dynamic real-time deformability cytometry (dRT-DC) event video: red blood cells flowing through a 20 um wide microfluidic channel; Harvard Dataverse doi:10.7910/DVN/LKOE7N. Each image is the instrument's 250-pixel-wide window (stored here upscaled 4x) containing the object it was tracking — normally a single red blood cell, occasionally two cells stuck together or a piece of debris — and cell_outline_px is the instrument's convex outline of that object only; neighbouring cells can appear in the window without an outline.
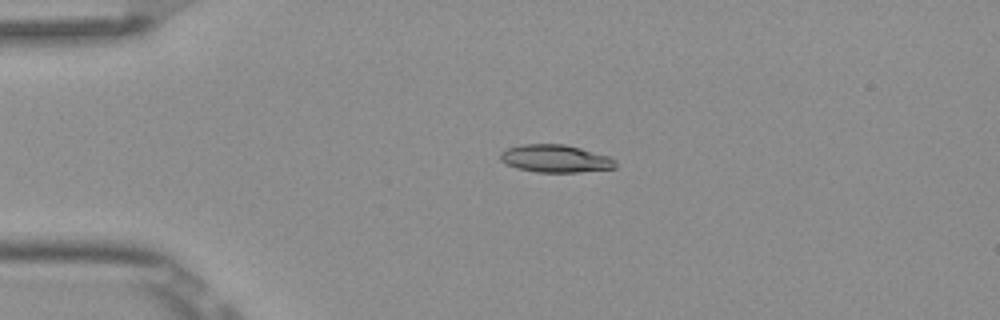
{"species": "Egyptian fruit bat (a non-hibernating species)", "species_latin": "Rousettus aegyptiacus", "temperature_condition": "room temperature", "stored_images_in_passage": 2, "camera_frame_rate_fps": 3000, "um_per_image_px": 0.085, "frame": {"image": 1, "passage_image": 1, "time_ms": 0.0, "image_size_px": [1000, 320], "cell_outline_px": [[616, 168], [580, 172], [536, 172], [516, 168], [500, 160], [500, 152], [508, 148], [520, 144], [564, 144], [580, 148], [608, 156], [616, 160]], "centroid_in_image_um": [47.2, 13.48], "position_along_channel_um": 37.8, "area_um2": 18.55}}